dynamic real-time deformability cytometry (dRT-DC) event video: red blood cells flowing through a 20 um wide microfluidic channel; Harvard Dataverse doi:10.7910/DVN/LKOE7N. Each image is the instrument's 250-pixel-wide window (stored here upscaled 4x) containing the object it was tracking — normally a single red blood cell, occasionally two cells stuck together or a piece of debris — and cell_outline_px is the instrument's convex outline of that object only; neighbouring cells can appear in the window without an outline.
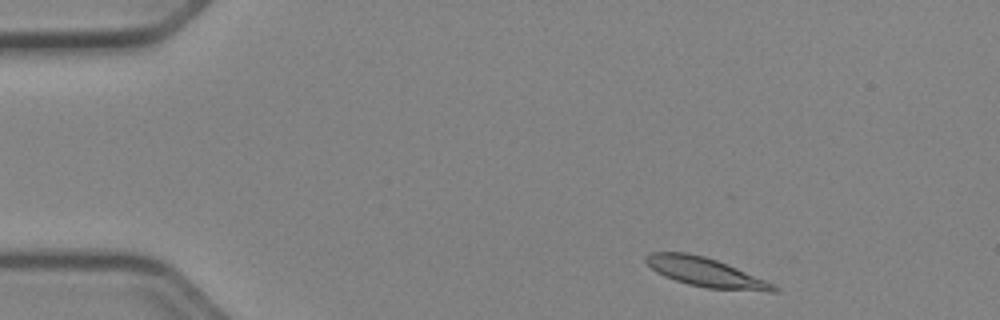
{"species": "Egyptian fruit bat (a non-hibernating species)", "species_latin": "Rousettus aegyptiacus", "temperature_condition": "cold", "stored_images_in_passage": 47, "camera_frame_rate_fps": 3000, "um_per_image_px": 0.085, "animal": {"sex": "female"}, "frame": {"image": 1, "passage_image": 3, "time_ms": 0.667, "image_size_px": [1000, 320], "cell_outline_px": [[780, 292], [768, 292], [708, 288], [688, 284], [664, 276], [656, 272], [644, 260], [644, 256], [652, 252], [688, 252], [704, 256], [716, 260], [736, 268], [764, 280], [780, 288]], "centroid_in_image_um": [59.96, 23.15], "position_along_channel_um": 25.0, "area_um2": 21.44}}
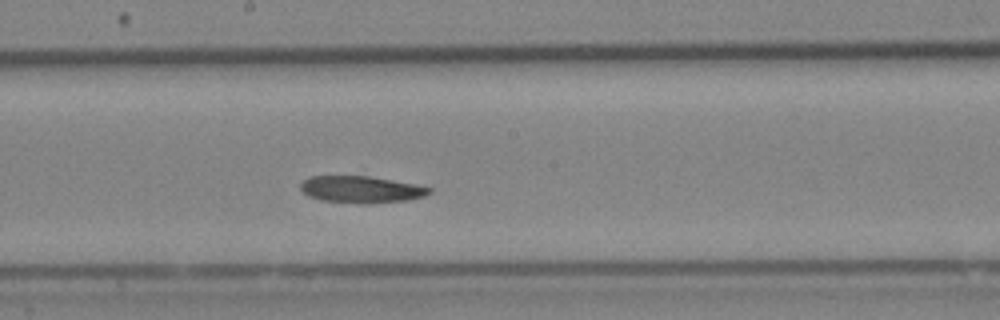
{"frame": {"image": 2, "passage_image": 24, "time_ms": 7.667, "image_size_px": [1000, 320], "cell_outline_px": [[432, 192], [424, 196], [408, 200], [364, 204], [360, 204], [320, 200], [308, 196], [300, 188], [300, 184], [308, 176], [368, 176], [416, 184], [432, 188]], "centroid_in_image_um": [30.69, 16.11], "position_along_channel_um": 217.5, "area_um2": 20.23}}
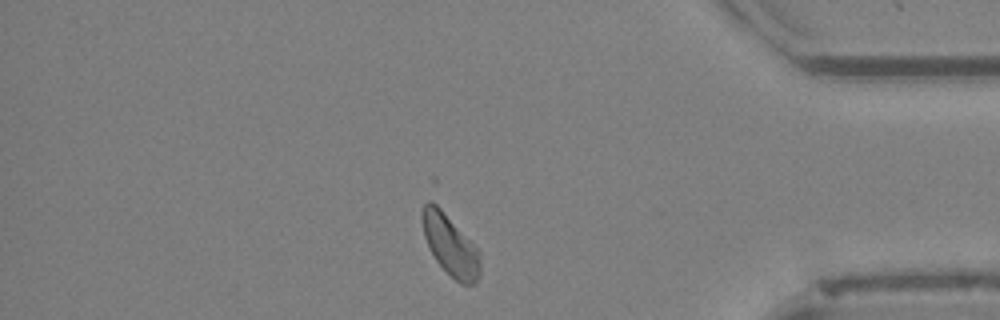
{"frame": {"image": 3, "passage_image": 40, "time_ms": 13.0, "image_size_px": [1000, 320], "cell_outline_px": [[480, 276], [476, 284], [460, 284], [436, 260], [424, 236], [424, 204], [428, 200], [432, 200], [440, 208], [480, 252]], "centroid_in_image_um": [38.32, 20.89], "position_along_channel_um": 396.9, "area_um2": 19.71}}